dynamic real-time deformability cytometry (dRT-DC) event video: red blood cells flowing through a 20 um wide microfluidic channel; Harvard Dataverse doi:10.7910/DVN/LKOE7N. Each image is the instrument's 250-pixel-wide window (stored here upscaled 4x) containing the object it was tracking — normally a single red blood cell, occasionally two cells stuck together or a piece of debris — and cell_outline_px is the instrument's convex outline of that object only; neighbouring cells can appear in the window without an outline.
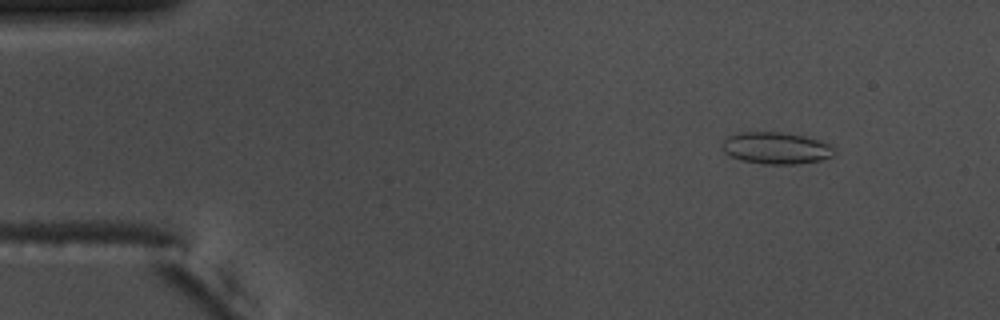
{"species": "common noctule bat (a hibernating species)", "species_latin": "Nyctalus noctula", "temperature_condition": "warm", "stored_images_in_passage": 56, "camera_frame_rate_fps": 3000, "um_per_image_px": 0.085, "animal": {"sex": "male", "body_mass_g": 17.5, "forearm_length_mm": 52.3}, "frame": {"image": 1, "passage_image": 7, "time_ms": 2.0, "image_size_px": [1000, 320], "cell_outline_px": [[836, 156], [820, 160], [796, 164], [764, 164], [740, 160], [728, 156], [720, 148], [720, 144], [728, 136], [740, 132], [780, 132], [808, 136], [820, 140], [836, 148]], "centroid_in_image_um": [65.97, 12.59], "position_along_channel_um": 19.0, "area_um2": 21.27}}
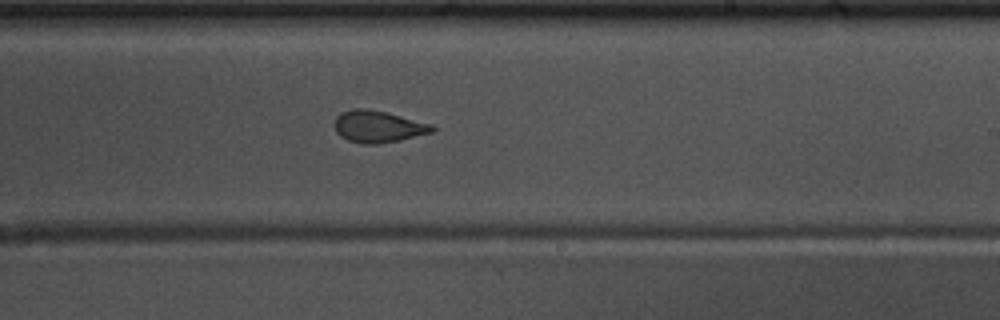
{"frame": {"image": 2, "passage_image": 34, "time_ms": 11.0, "image_size_px": [1000, 320], "cell_outline_px": [[436, 128], [432, 132], [400, 140], [376, 144], [360, 144], [348, 140], [340, 136], [336, 132], [332, 124], [336, 116], [340, 112], [352, 108], [368, 108], [432, 124]], "centroid_in_image_um": [32.07, 10.75], "position_along_channel_um": 256.9, "area_um2": 18.26}}
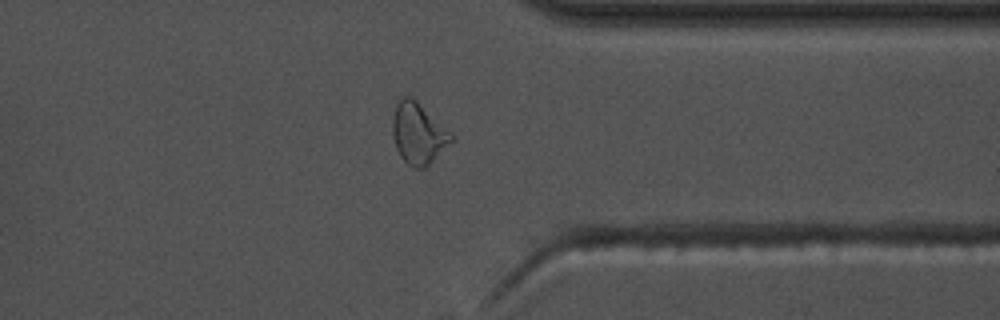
{"frame": {"image": 3, "passage_image": 44, "time_ms": 14.333, "image_size_px": [1000, 320], "cell_outline_px": [[456, 136], [424, 168], [412, 168], [400, 156], [396, 148], [392, 132], [392, 120], [396, 104], [404, 96], [412, 96], [452, 132]], "centroid_in_image_um": [35.54, 11.31], "position_along_channel_um": 375.9, "area_um2": 20.81}}